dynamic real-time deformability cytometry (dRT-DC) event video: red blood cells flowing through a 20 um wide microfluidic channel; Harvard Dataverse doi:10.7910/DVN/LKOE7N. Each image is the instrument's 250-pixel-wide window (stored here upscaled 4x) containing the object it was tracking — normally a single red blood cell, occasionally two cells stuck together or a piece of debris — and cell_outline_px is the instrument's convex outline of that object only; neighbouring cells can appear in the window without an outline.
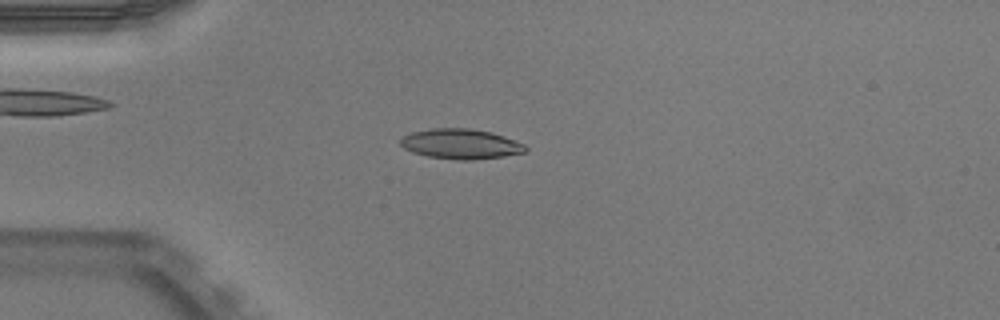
{"species": "Egyptian fruit bat (a non-hibernating species)", "species_latin": "Rousettus aegyptiacus", "temperature_condition": "warm", "stored_images_in_passage": 50, "camera_frame_rate_fps": 3000, "um_per_image_px": 0.085, "animal": {"sex": "male"}, "frame": {"image": 1, "passage_image": 13, "time_ms": 4.0, "image_size_px": [1000, 320], "cell_outline_px": [[528, 148], [524, 152], [504, 156], [468, 160], [456, 160], [428, 156], [412, 152], [404, 148], [400, 144], [400, 136], [412, 132], [432, 128], [468, 128], [492, 132], [504, 136], [524, 144]], "centroid_in_image_um": [39.13, 12.23], "position_along_channel_um": 45.9, "area_um2": 21.91}}
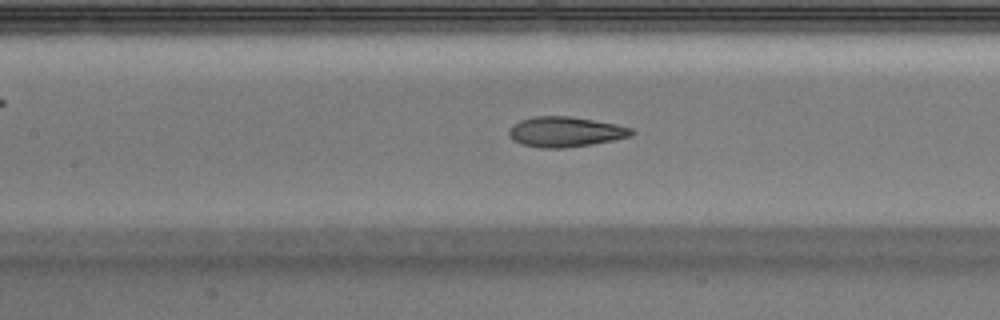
{"frame": {"image": 2, "passage_image": 23, "time_ms": 7.333, "image_size_px": [1000, 320], "cell_outline_px": [[636, 132], [632, 136], [592, 144], [564, 148], [540, 148], [524, 144], [512, 140], [508, 132], [512, 124], [520, 120], [532, 116], [568, 116], [616, 124], [632, 128]], "centroid_in_image_um": [48.05, 11.2], "position_along_channel_um": 159.4, "area_um2": 21.56}}
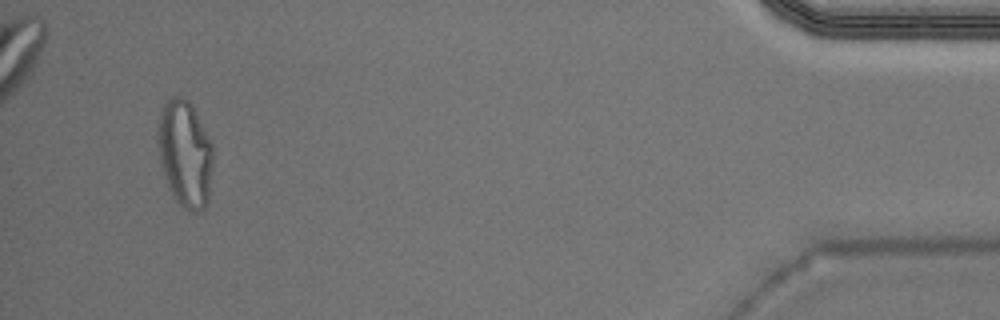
{"frame": {"image": 3, "passage_image": 48, "time_ms": 15.667, "image_size_px": [1000, 320], "cell_outline_px": [[212, 168], [208, 204], [200, 212], [188, 212], [176, 200], [168, 188], [160, 164], [156, 144], [156, 128], [160, 112], [164, 104], [172, 96], [184, 96], [188, 100], [212, 144]], "centroid_in_image_um": [15.69, 13.09], "position_along_channel_um": 419.5, "area_um2": 34.8}, "authors_computed_cell_mechanics": {"area_um2": 21.9351, "velocity_mm_per_s": 3.9712, "shape_relaxation_time_tau1_ms": 8.9447, "shape_relaxation_time_tau2_ms": 1.4165, "deformation_change_tau1": 0.2783, "deformation_change_tau2": 0.0876}}